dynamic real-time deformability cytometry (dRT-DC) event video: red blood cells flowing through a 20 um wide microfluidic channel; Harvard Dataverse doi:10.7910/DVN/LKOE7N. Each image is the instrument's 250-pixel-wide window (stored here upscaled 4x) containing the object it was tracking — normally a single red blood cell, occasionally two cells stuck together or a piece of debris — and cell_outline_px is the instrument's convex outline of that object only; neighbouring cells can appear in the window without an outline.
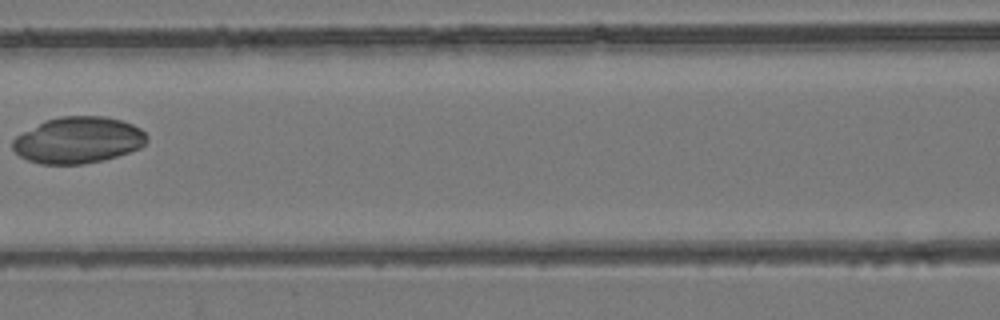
{"species": "common noctule bat (a hibernating species)", "species_latin": "Nyctalus noctula", "temperature_condition": "room temperature", "stored_images_in_passage": 7, "camera_frame_rate_fps": 3000, "um_per_image_px": 0.085, "animal": {"sex": "female", "body_mass_g": 24.6, "forearm_length_mm": 56.2}, "frame": {"image": 1, "passage_image": 6, "time_ms": 7.333, "image_size_px": [1000, 320], "cell_outline_px": [[148, 140], [140, 148], [104, 160], [84, 164], [40, 164], [28, 160], [20, 156], [12, 148], [12, 140], [16, 136], [44, 120], [60, 116], [104, 116], [120, 120], [132, 124], [140, 128], [148, 136]], "centroid_in_image_um": [6.63, 11.91], "position_along_channel_um": 160.0, "area_um2": 36.36}}
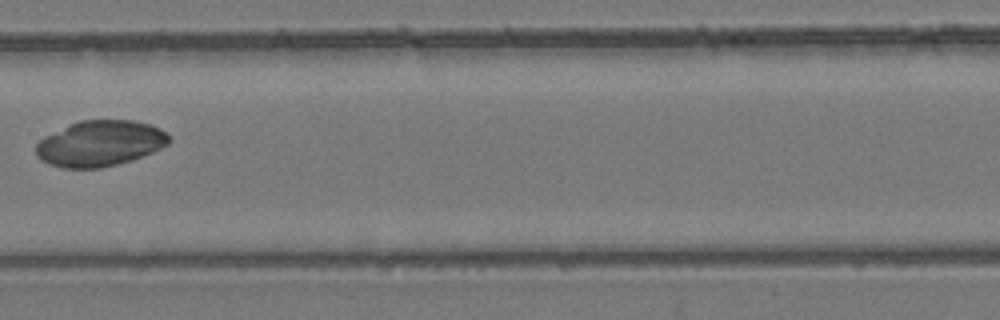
{"frame": {"image": 2, "passage_image": 7, "time_ms": 8.333, "image_size_px": [1000, 320], "cell_outline_px": [[172, 140], [168, 144], [152, 152], [132, 160], [100, 168], [64, 168], [48, 164], [40, 160], [36, 156], [36, 144], [44, 136], [80, 120], [132, 120], [152, 124], [160, 128]], "centroid_in_image_um": [8.49, 12.19], "position_along_channel_um": 198.9, "area_um2": 35.49}}